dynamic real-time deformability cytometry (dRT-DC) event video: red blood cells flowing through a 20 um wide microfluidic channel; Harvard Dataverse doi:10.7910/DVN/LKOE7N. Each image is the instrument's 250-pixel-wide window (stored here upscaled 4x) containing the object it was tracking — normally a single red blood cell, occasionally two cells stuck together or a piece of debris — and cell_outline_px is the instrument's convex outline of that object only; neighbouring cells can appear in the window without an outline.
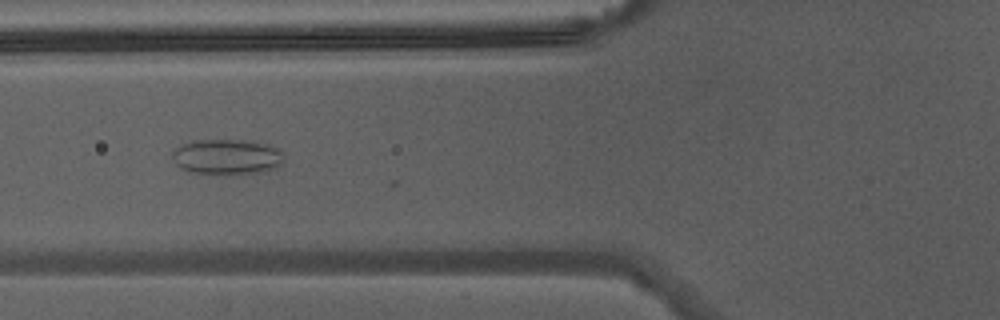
{"species": "Egyptian fruit bat (a non-hibernating species)", "species_latin": "Rousettus aegyptiacus", "temperature_condition": "warm", "stored_images_in_passage": 39, "camera_frame_rate_fps": 3000, "um_per_image_px": 0.085, "animal": {"sex": "male"}, "frame": {"image": 1, "passage_image": 12, "time_ms": 3.667, "image_size_px": [1000, 320], "cell_outline_px": [[284, 160], [276, 168], [260, 172], [188, 172], [176, 164], [172, 160], [172, 152], [176, 148], [192, 140], [252, 140], [268, 144], [280, 148], [284, 152]], "centroid_in_image_um": [19.33, 13.28], "position_along_channel_um": 106.5, "area_um2": 22.77}}
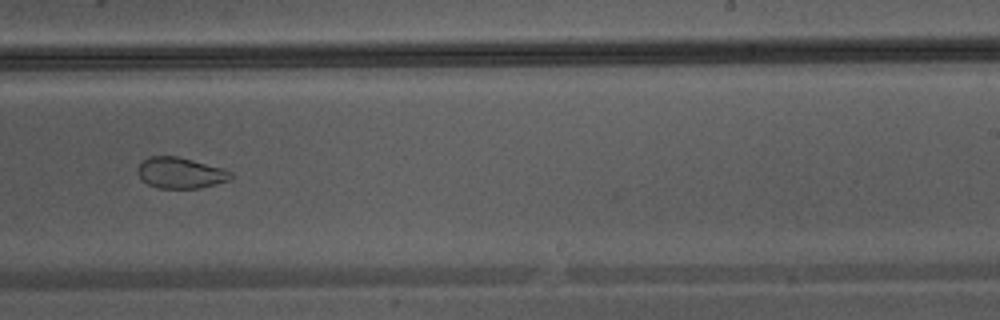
{"frame": {"image": 2, "passage_image": 23, "time_ms": 7.333, "image_size_px": [1000, 320], "cell_outline_px": [[232, 176], [228, 180], [200, 188], [156, 188], [148, 184], [136, 172], [136, 168], [148, 156], [176, 156], [224, 168], [232, 172]], "centroid_in_image_um": [15.32, 14.69], "position_along_channel_um": 273.7, "area_um2": 16.7}}